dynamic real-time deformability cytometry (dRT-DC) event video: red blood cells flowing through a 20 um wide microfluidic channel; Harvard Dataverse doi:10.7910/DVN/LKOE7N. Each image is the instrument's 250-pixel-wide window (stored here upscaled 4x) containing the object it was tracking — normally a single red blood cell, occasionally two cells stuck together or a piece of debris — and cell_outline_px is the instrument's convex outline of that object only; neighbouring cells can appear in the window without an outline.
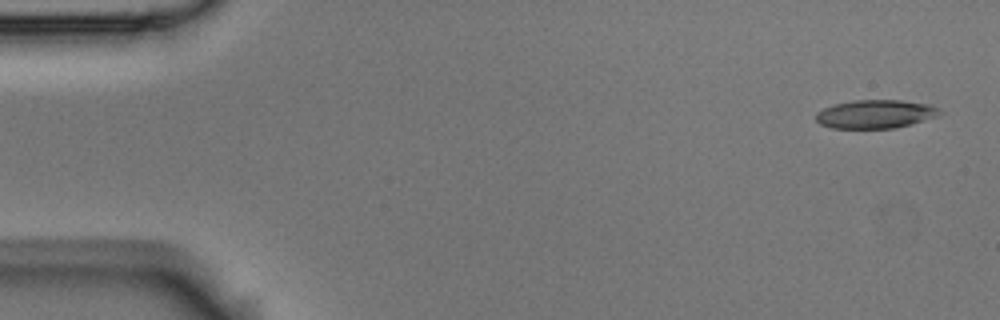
{"species": "Egyptian fruit bat (a non-hibernating species)", "species_latin": "Rousettus aegyptiacus", "temperature_condition": "room temperature", "stored_images_in_passage": 6, "camera_frame_rate_fps": 3000, "um_per_image_px": 0.085, "animal": {"sex": "male"}, "frame": {"image": 1, "passage_image": 1, "time_ms": 0.0, "image_size_px": [1000, 320], "cell_outline_px": [[944, 112], [936, 116], [912, 124], [896, 128], [832, 128], [820, 124], [816, 120], [816, 112], [832, 104], [852, 100], [900, 100], [932, 104], [940, 108]], "centroid_in_image_um": [74.43, 9.68], "position_along_channel_um": 10.6, "area_um2": 20.81}}
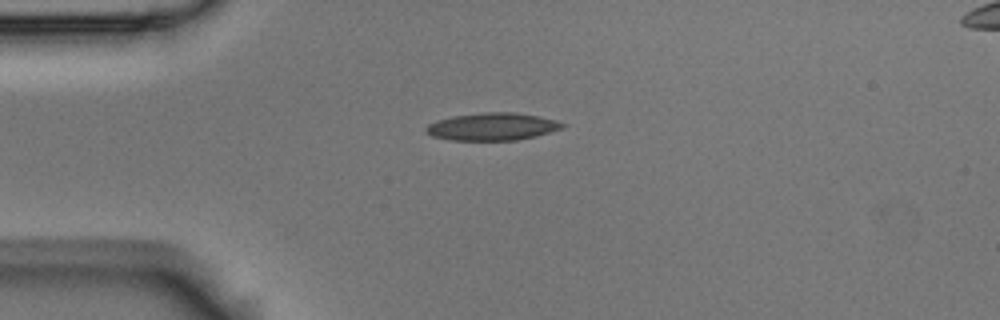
{"frame": {"image": 2, "passage_image": 4, "time_ms": 1.0, "image_size_px": [1000, 320], "cell_outline_px": [[568, 124], [564, 128], [536, 136], [516, 140], [452, 140], [432, 136], [424, 132], [424, 128], [428, 124], [436, 120], [452, 116], [484, 112], [512, 112], [536, 116], [556, 120]], "centroid_in_image_um": [41.83, 10.76], "position_along_channel_um": 43.2, "area_um2": 21.96}}
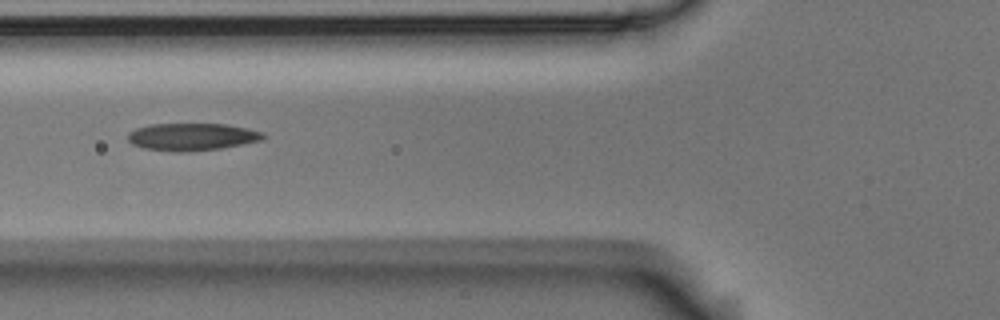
{"frame": {"image": 3, "passage_image": 6, "time_ms": 1.667, "image_size_px": [1000, 320], "cell_outline_px": [[268, 136], [264, 140], [244, 144], [220, 148], [188, 152], [176, 152], [144, 148], [132, 144], [128, 140], [128, 132], [136, 128], [148, 124], [228, 124], [248, 128], [264, 132]], "centroid_in_image_um": [16.36, 11.62], "position_along_channel_um": 109.4, "area_um2": 21.91}}